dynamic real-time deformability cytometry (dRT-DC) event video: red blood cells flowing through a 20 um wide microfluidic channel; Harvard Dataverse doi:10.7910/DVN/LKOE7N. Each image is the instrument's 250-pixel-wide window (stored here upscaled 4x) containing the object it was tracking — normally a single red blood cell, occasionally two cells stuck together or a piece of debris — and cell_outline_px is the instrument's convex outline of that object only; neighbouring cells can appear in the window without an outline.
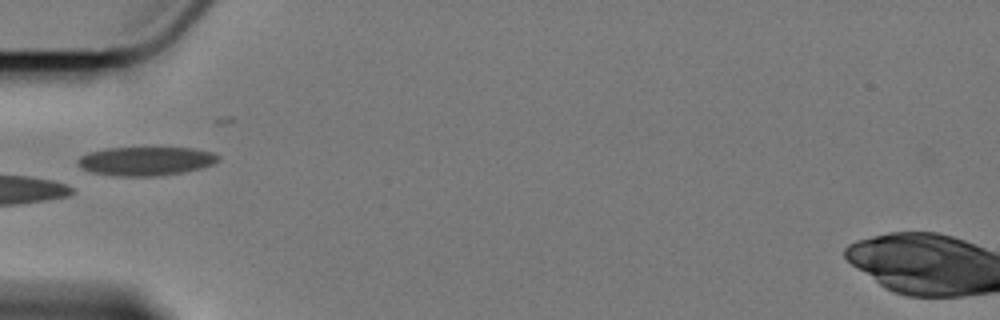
{"species": "Egyptian fruit bat (a non-hibernating species)", "species_latin": "Rousettus aegyptiacus", "temperature_condition": "cold", "stored_images_in_passage": 10, "camera_frame_rate_fps": 3000, "um_per_image_px": 0.085, "animal": {"sex": "female"}, "frame": {"image": 1, "passage_image": 4, "time_ms": 4.333, "image_size_px": [1000, 320], "cell_outline_px": [[220, 160], [212, 164], [200, 168], [180, 172], [156, 176], [120, 176], [92, 172], [80, 168], [76, 160], [80, 156], [88, 152], [104, 148], [192, 148], [212, 152], [220, 156]], "centroid_in_image_um": [12.36, 13.68], "position_along_channel_um": 72.6, "area_um2": 23.47}}
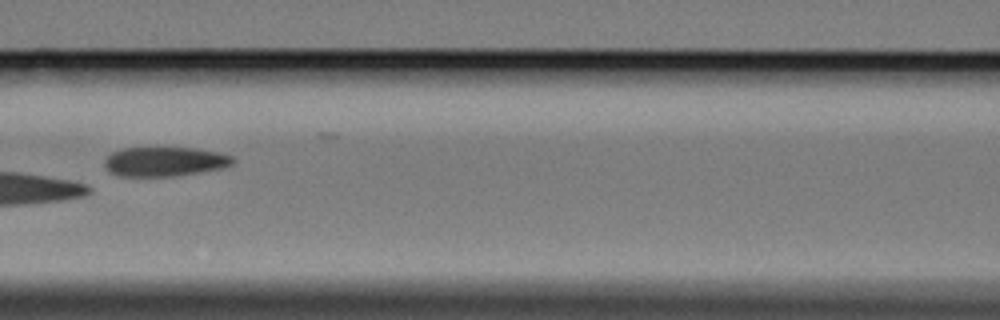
{"frame": {"image": 2, "passage_image": 6, "time_ms": 6.667, "image_size_px": [1000, 320], "cell_outline_px": [[236, 160], [232, 164], [224, 168], [200, 172], [172, 176], [116, 176], [108, 172], [104, 168], [104, 160], [112, 152], [124, 148], [196, 148], [216, 152], [232, 156]], "centroid_in_image_um": [13.97, 13.74], "position_along_channel_um": 152.6, "area_um2": 22.08}}
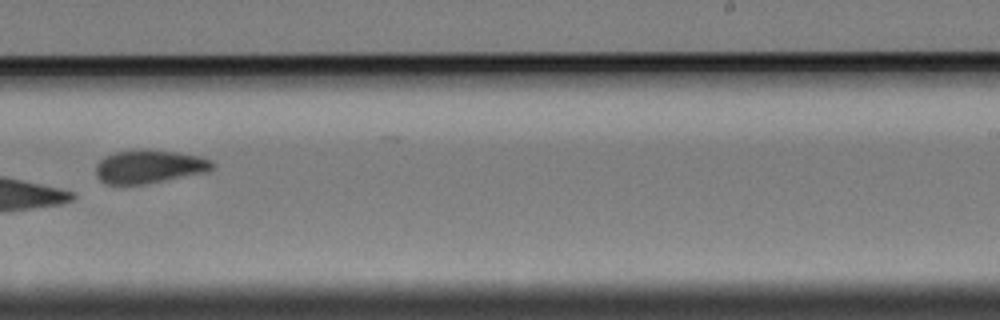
{"frame": {"image": 3, "passage_image": 9, "time_ms": 10.333, "image_size_px": [1000, 320], "cell_outline_px": [[216, 164], [208, 172], [144, 184], [108, 184], [100, 180], [96, 176], [96, 164], [104, 156], [116, 152], [140, 148], [148, 148], [180, 152], [200, 156], [212, 160]], "centroid_in_image_um": [12.71, 14.13], "position_along_channel_um": 276.3, "area_um2": 23.06}}